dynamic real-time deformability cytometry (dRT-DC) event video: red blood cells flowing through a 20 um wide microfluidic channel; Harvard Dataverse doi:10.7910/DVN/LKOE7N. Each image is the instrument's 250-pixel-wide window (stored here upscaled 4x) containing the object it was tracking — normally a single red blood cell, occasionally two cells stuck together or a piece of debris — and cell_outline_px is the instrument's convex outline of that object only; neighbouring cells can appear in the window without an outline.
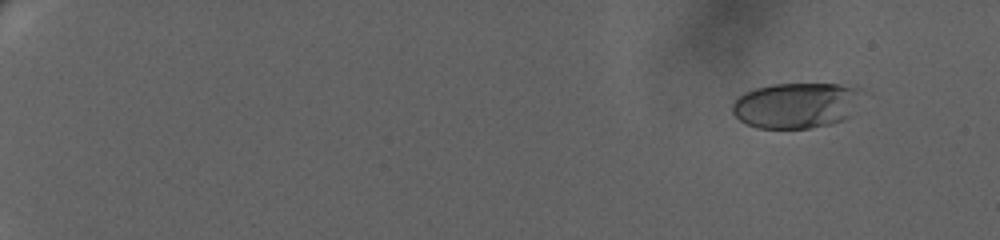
{"species": "human", "species_latin": "Homo sapiens", "temperature_condition": "warm", "stored_images_in_passage": 45, "camera_frame_rate_fps": 3000, "um_per_image_px": 0.085, "donor": {"sex": "female"}, "frame": {"image": 1, "passage_image": 5, "time_ms": 2.0, "image_size_px": [1000, 240], "cell_outline_px": [[872, 96], [844, 120], [832, 124], [812, 128], [756, 128], [740, 120], [732, 112], [732, 104], [744, 92], [756, 88], [772, 84], [856, 84], [872, 92]], "centroid_in_image_um": [67.92, 8.92], "position_along_channel_um": 17.1, "area_um2": 36.07}}
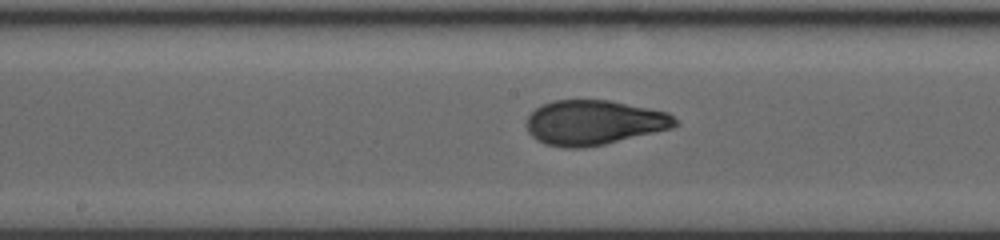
{"frame": {"image": 2, "passage_image": 27, "time_ms": 13.333, "image_size_px": [1000, 240], "cell_outline_px": [[680, 124], [672, 128], [604, 144], [584, 148], [564, 148], [544, 144], [536, 140], [528, 132], [528, 116], [536, 108], [552, 100], [608, 100], [668, 112], [680, 120]], "centroid_in_image_um": [50.51, 10.42], "position_along_channel_um": 197.7, "area_um2": 38.78}}
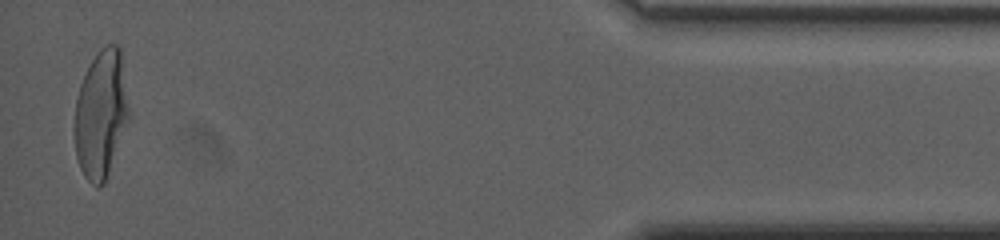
{"frame": {"image": 3, "passage_image": 45, "time_ms": 22.0, "image_size_px": [1000, 240], "cell_outline_px": [[128, 120], [104, 184], [100, 188], [96, 188], [84, 176], [80, 168], [76, 156], [72, 132], [72, 128], [76, 100], [80, 84], [96, 52], [104, 44], [120, 44], [128, 108]], "centroid_in_image_um": [8.54, 9.71], "position_along_channel_um": 426.7, "area_um2": 40.69}, "authors_computed_cell_mechanics": {"area_um2": 38.0324, "velocity_mm_per_s": 3.3033, "shape_relaxation_time_tau1_ms": 5.4356, "shape_relaxation_time_tau2_ms": null, "deformation_change_tau1": 0.1975, "deformation_change_tau2": null}}